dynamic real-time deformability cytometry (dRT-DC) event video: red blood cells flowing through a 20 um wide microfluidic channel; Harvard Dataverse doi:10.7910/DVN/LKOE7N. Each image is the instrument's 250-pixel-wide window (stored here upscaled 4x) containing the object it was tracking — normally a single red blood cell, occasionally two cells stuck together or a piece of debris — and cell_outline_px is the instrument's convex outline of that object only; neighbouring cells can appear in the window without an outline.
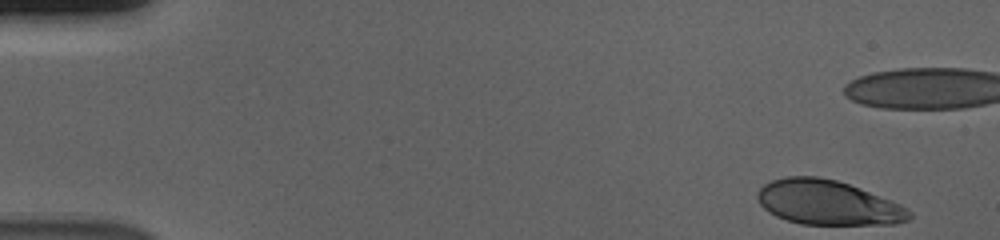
{"species": "human", "species_latin": "Homo sapiens", "temperature_condition": "cold", "stored_images_in_passage": 43, "camera_frame_rate_fps": 3000, "um_per_image_px": 0.085, "donor": {"sex": "male"}, "frame": {"image": 1, "passage_image": 1, "time_ms": 0.0, "image_size_px": [1000, 240], "cell_outline_px": [[912, 216], [908, 220], [896, 224], [800, 224], [776, 216], [768, 212], [760, 204], [756, 196], [756, 192], [764, 184], [772, 180], [788, 176], [816, 176], [836, 180], [860, 188], [900, 204], [908, 208], [912, 212]], "centroid_in_image_um": [70.36, 17.22], "position_along_channel_um": 14.6, "area_um2": 39.42}}
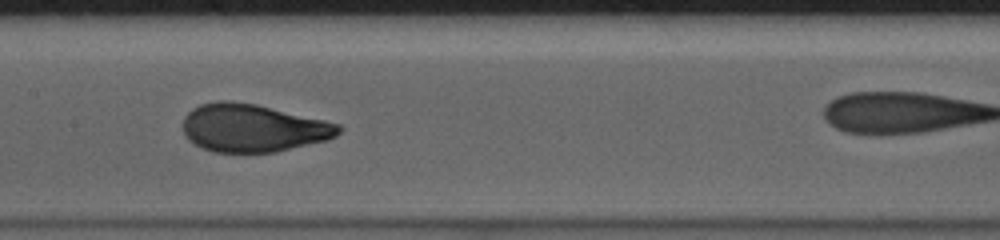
{"frame": {"image": 2, "passage_image": 26, "time_ms": 8.333, "image_size_px": [1000, 240], "cell_outline_px": [[344, 128], [336, 136], [328, 140], [276, 152], [216, 152], [204, 148], [188, 140], [184, 136], [184, 116], [192, 108], [200, 104], [220, 100], [232, 100], [256, 104], [324, 120], [340, 124]], "centroid_in_image_um": [21.51, 10.87], "position_along_channel_um": 185.9, "area_um2": 43.52}}
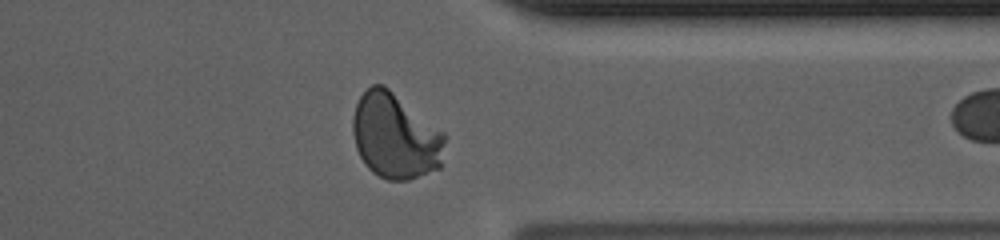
{"frame": {"image": 3, "passage_image": 42, "time_ms": 13.667, "image_size_px": [1000, 240], "cell_outline_px": [[444, 144], [440, 168], [408, 180], [388, 180], [372, 172], [364, 164], [356, 148], [352, 132], [352, 120], [356, 104], [360, 96], [372, 84], [384, 84], [444, 132]], "centroid_in_image_um": [33.57, 11.56], "position_along_channel_um": 377.8, "area_um2": 45.84}}